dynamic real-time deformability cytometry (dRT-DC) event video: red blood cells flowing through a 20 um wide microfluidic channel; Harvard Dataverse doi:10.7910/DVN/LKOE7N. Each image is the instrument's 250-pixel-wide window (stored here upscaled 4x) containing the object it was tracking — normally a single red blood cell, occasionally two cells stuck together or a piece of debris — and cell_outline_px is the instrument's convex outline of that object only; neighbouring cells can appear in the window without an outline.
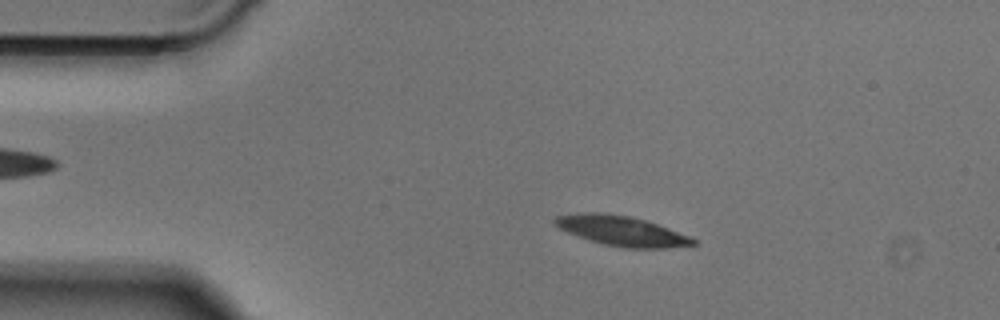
{"species": "Egyptian fruit bat (a non-hibernating species)", "species_latin": "Rousettus aegyptiacus", "temperature_condition": "cold", "stored_images_in_passage": 48, "camera_frame_rate_fps": 3000, "um_per_image_px": 0.085, "animal": {"sex": "male"}, "frame": {"image": 1, "passage_image": 8, "time_ms": 2.333, "image_size_px": [1000, 320], "cell_outline_px": [[696, 244], [664, 248], [624, 248], [604, 244], [588, 240], [568, 232], [560, 228], [552, 220], [556, 216], [584, 212], [604, 212], [628, 216], [644, 220], [668, 228], [688, 236], [696, 240]], "centroid_in_image_um": [52.8, 19.62], "position_along_channel_um": 32.2, "area_um2": 23.76}}
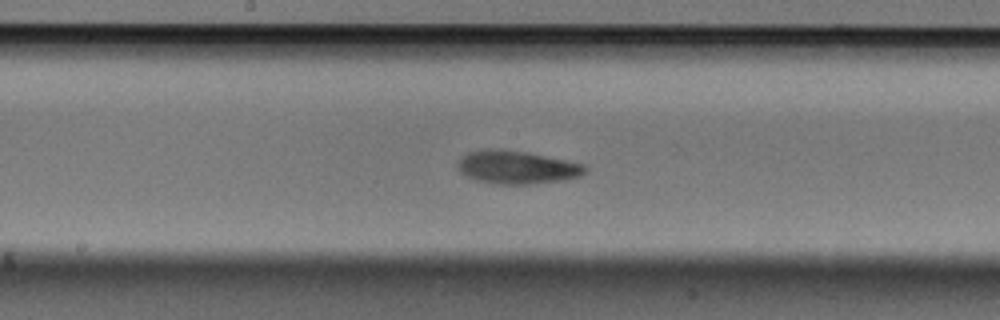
{"frame": {"image": 2, "passage_image": 24, "time_ms": 7.667, "image_size_px": [1000, 320], "cell_outline_px": [[588, 168], [580, 176], [560, 180], [528, 184], [492, 184], [476, 180], [464, 176], [460, 172], [456, 164], [460, 156], [468, 152], [528, 152], [584, 164]], "centroid_in_image_um": [43.93, 14.26], "position_along_channel_um": 204.3, "area_um2": 23.81}}
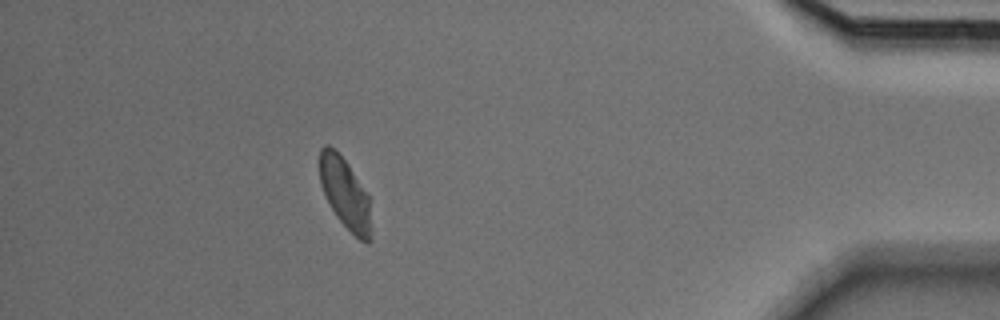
{"frame": {"image": 3, "passage_image": 43, "time_ms": 14.0, "image_size_px": [1000, 320], "cell_outline_px": [[372, 240], [368, 244], [360, 240], [336, 216], [324, 192], [320, 180], [320, 148], [324, 144], [328, 144], [348, 164], [368, 196], [372, 236]], "centroid_in_image_um": [29.35, 16.47], "position_along_channel_um": 405.9, "area_um2": 20.69}}